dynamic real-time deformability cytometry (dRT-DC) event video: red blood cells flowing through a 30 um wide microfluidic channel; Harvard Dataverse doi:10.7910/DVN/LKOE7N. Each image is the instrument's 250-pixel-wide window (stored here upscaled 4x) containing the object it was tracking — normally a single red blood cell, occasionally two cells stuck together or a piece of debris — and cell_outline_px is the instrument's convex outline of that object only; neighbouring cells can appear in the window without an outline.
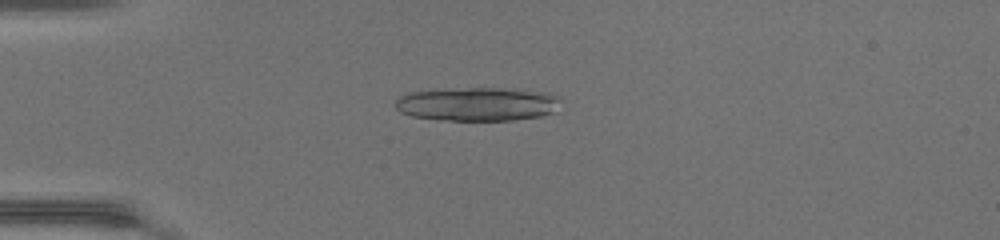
{"species": "common noctule bat (a hibernating species)", "species_latin": "Nyctalus noctula", "temperature_condition": "warm", "stored_images_in_passage": 35, "camera_frame_rate_fps": 3000, "um_per_image_px": 0.085, "animal": {"sex": "female", "body_mass_g": 17.0, "forearm_length_mm": 48.0}, "frame": {"image": 1, "passage_image": 1, "time_ms": 0.0, "image_size_px": [1000, 240], "cell_outline_px": [[560, 100], [552, 112], [540, 116], [512, 120], [440, 120], [412, 116], [400, 112], [396, 108], [396, 100], [400, 96], [408, 92], [472, 88], [496, 88], [548, 92], [560, 96]], "centroid_in_image_um": [40.57, 8.85], "position_along_channel_um": 44.4, "area_um2": 32.14}}
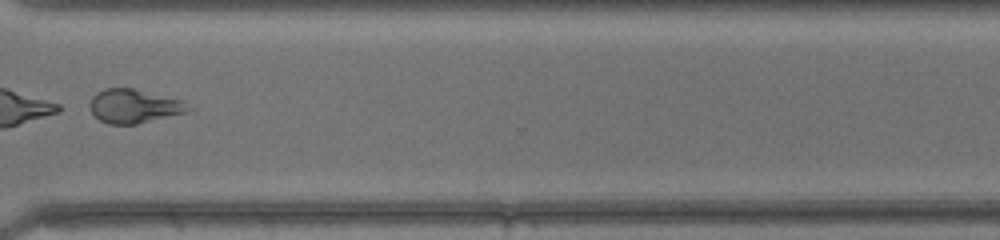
{"frame": {"image": 2, "passage_image": 25, "time_ms": 8.0, "image_size_px": [1000, 240], "cell_outline_px": [[192, 108], [188, 112], [136, 124], [108, 124], [100, 120], [92, 112], [88, 104], [92, 96], [96, 92], [108, 88], [132, 88], [184, 100]], "centroid_in_image_um": [11.4, 9.02], "position_along_channel_um": 359.2, "area_um2": 19.48}}